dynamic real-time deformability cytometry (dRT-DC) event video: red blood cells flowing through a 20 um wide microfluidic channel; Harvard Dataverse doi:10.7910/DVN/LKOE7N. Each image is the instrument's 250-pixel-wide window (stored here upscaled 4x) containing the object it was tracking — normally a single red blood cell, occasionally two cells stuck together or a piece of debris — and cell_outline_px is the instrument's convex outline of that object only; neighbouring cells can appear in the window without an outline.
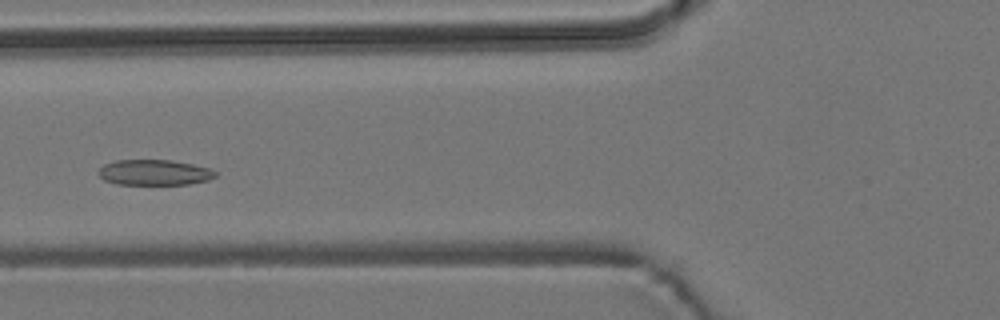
{"species": "common noctule bat (a hibernating species)", "species_latin": "Nyctalus noctula", "temperature_condition": "room temperature", "stored_images_in_passage": 3, "camera_frame_rate_fps": 3000, "um_per_image_px": 0.085, "animal": {"sex": "male", "body_mass_g": 19.2, "forearm_length_mm": 51.8}, "frame": {"image": 1, "passage_image": 3, "time_ms": 2.333, "image_size_px": [1000, 320], "cell_outline_px": [[220, 172], [216, 176], [208, 180], [188, 184], [116, 184], [104, 180], [96, 172], [104, 164], [116, 160], [172, 160], [212, 168]], "centroid_in_image_um": [13.15, 14.65], "position_along_channel_um": 112.6, "area_um2": 17.57}}